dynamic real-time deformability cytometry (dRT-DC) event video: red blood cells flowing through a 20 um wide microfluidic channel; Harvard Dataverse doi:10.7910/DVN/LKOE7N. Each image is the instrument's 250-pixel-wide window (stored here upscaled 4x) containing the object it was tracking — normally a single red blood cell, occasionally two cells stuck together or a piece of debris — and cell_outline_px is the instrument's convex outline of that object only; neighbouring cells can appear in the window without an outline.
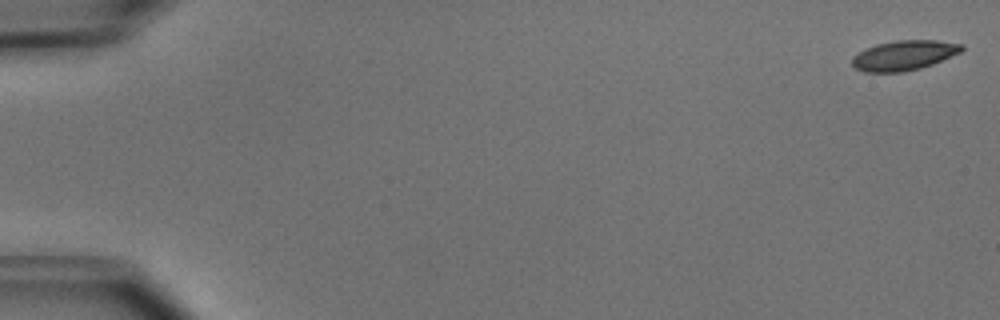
{"species": "common noctule bat (a hibernating species)", "species_latin": "Nyctalus noctula", "temperature_condition": "cold", "stored_images_in_passage": 51, "camera_frame_rate_fps": 3000, "um_per_image_px": 0.085, "animal": {"sex": "male", "body_mass_g": 15.6}, "frame": {"image": 1, "passage_image": 1, "time_ms": 0.0, "image_size_px": [1000, 320], "cell_outline_px": [[964, 48], [960, 52], [932, 64], [920, 68], [904, 72], [864, 72], [856, 68], [852, 64], [852, 56], [876, 44], [896, 40], [936, 40], [964, 44]], "centroid_in_image_um": [76.84, 4.7], "position_along_channel_um": 8.2, "area_um2": 18.96}}
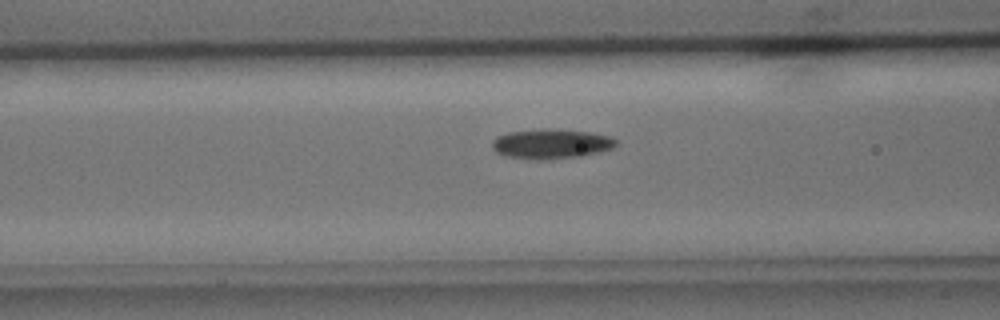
{"frame": {"image": 2, "passage_image": 21, "time_ms": 6.667, "image_size_px": [1000, 320], "cell_outline_px": [[616, 144], [612, 148], [580, 156], [544, 160], [540, 160], [508, 156], [496, 152], [492, 148], [492, 140], [496, 136], [508, 132], [544, 128], [588, 132], [612, 136], [616, 140]], "centroid_in_image_um": [46.81, 12.22], "position_along_channel_um": 119.8, "area_um2": 21.33}}
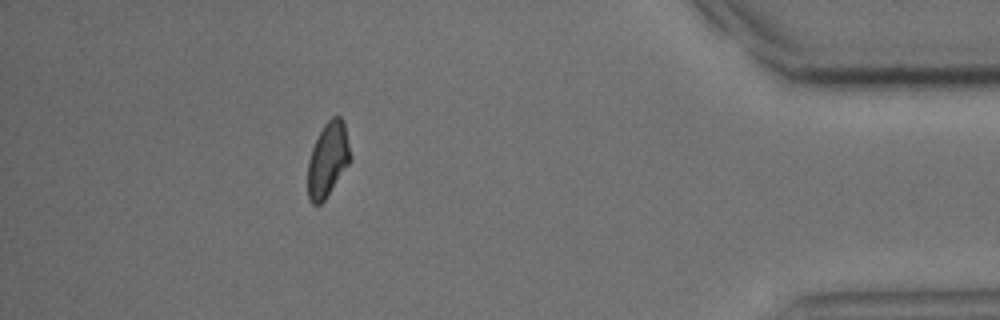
{"frame": {"image": 3, "passage_image": 46, "time_ms": 15.0, "image_size_px": [1000, 320], "cell_outline_px": [[352, 156], [348, 164], [324, 200], [320, 204], [312, 204], [308, 200], [308, 160], [312, 148], [324, 124], [332, 116], [340, 116], [344, 120]], "centroid_in_image_um": [27.87, 13.53], "position_along_channel_um": 407.3, "area_um2": 18.38}, "authors_computed_cell_mechanics": {"area_um2": 19.7676, "velocity_mm_per_s": 3.9717, "shape_relaxation_time_tau1_ms": 3.9232, "shape_relaxation_time_tau2_ms": null, "deformation_change_tau1": 0.0996, "deformation_change_tau2": null}}